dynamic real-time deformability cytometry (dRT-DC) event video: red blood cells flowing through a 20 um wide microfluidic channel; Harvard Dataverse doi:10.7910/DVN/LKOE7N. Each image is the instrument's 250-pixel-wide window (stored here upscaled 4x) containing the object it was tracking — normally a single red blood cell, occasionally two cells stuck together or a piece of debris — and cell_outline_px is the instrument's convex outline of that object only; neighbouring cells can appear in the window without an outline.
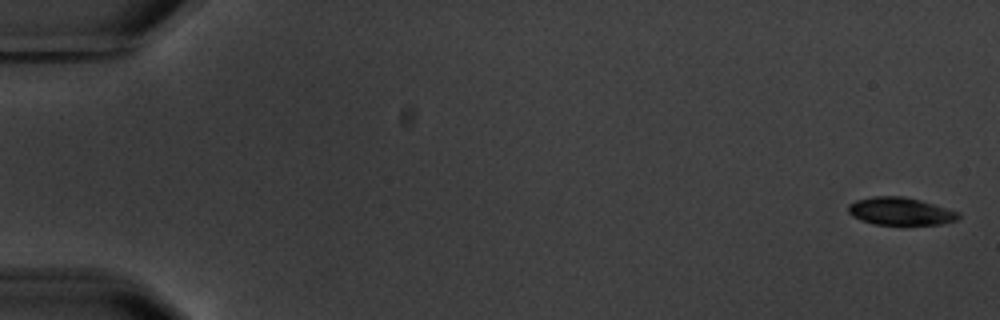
{"species": "common noctule bat (a hibernating species)", "species_latin": "Nyctalus noctula", "temperature_condition": "warm", "stored_images_in_passage": 7, "camera_frame_rate_fps": 3000, "um_per_image_px": 0.085, "animal": {"sex": "male", "body_mass_g": 20.1, "forearm_length_mm": 53.5}, "frame": {"image": 1, "passage_image": 1, "time_ms": 0.0, "image_size_px": [1000, 320], "cell_outline_px": [[960, 216], [956, 220], [940, 224], [876, 224], [860, 220], [852, 216], [848, 212], [848, 204], [856, 200], [872, 196], [904, 196], [920, 200], [960, 212]], "centroid_in_image_um": [76.51, 17.95], "position_along_channel_um": 8.5, "area_um2": 17.69}}
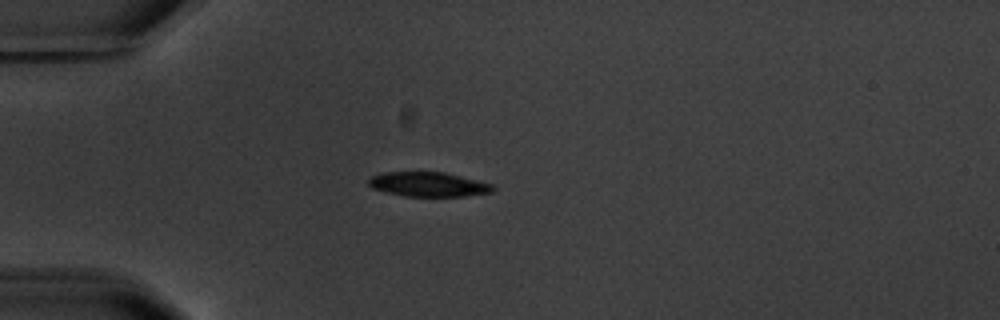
{"frame": {"image": 2, "passage_image": 5, "time_ms": 5.0, "image_size_px": [1000, 320], "cell_outline_px": [[496, 188], [492, 192], [464, 196], [404, 196], [372, 188], [368, 184], [368, 180], [372, 176], [380, 172], [444, 172], [492, 184]], "centroid_in_image_um": [36.4, 15.66], "position_along_channel_um": 48.6, "area_um2": 17.63}}
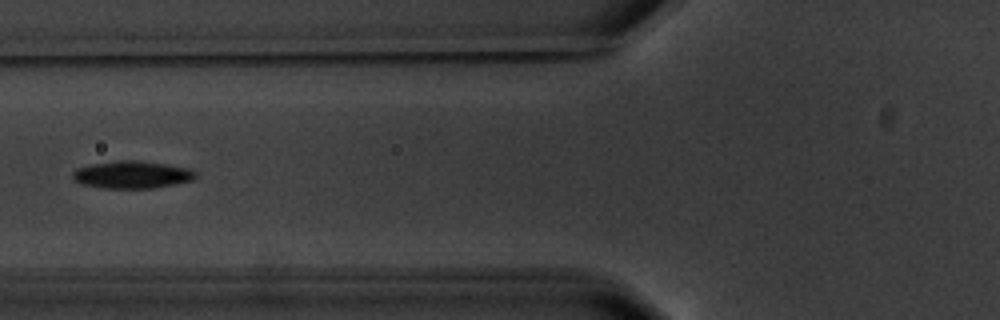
{"frame": {"image": 3, "passage_image": 7, "time_ms": 7.333, "image_size_px": [1000, 320], "cell_outline_px": [[196, 176], [192, 180], [156, 188], [104, 188], [84, 184], [72, 180], [72, 172], [76, 168], [92, 164], [116, 160], [136, 160], [164, 164], [188, 168], [196, 172]], "centroid_in_image_um": [11.19, 14.84], "position_along_channel_um": 114.6, "area_um2": 19.59}}